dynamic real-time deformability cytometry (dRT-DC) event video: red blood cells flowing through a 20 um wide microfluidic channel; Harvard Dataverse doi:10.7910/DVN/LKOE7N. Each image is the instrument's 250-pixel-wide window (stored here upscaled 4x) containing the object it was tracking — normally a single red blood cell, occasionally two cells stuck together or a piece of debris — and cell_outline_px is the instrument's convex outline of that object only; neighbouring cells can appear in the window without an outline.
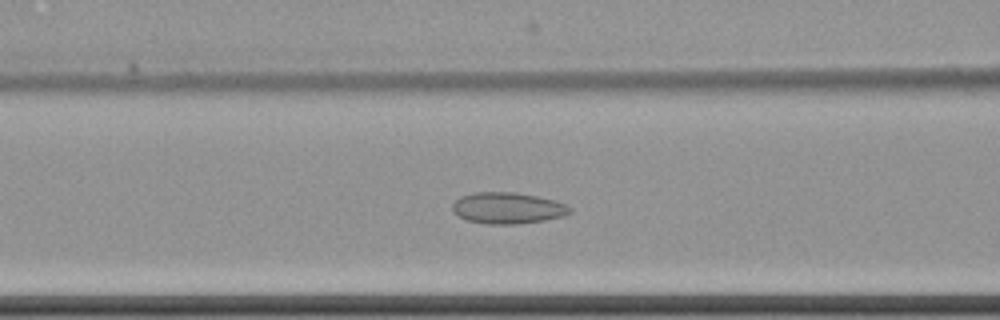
{"species": "common noctule bat (a hibernating species)", "species_latin": "Nyctalus noctula", "temperature_condition": "cold", "stored_images_in_passage": 63, "camera_frame_rate_fps": 3000, "um_per_image_px": 0.085, "animal": {"sex": "female", "body_mass_g": 22.7, "forearm_length_mm": 54.2}, "frame": {"image": 1, "passage_image": 29, "time_ms": 9.333, "image_size_px": [1000, 320], "cell_outline_px": [[572, 212], [564, 216], [544, 220], [516, 224], [484, 224], [468, 220], [452, 212], [452, 204], [460, 196], [476, 192], [512, 192], [536, 196], [552, 200], [564, 204], [572, 208]], "centroid_in_image_um": [43.13, 17.69], "position_along_channel_um": 123.5, "area_um2": 21.33}}
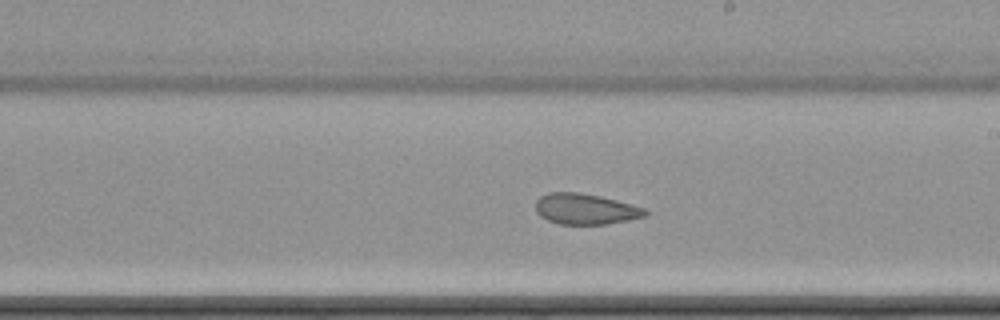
{"frame": {"image": 2, "passage_image": 39, "time_ms": 12.667, "image_size_px": [1000, 320], "cell_outline_px": [[648, 212], [644, 216], [628, 220], [608, 224], [560, 224], [548, 220], [540, 216], [536, 212], [536, 200], [540, 196], [548, 192], [580, 192], [600, 196], [632, 204], [644, 208]], "centroid_in_image_um": [49.74, 17.76], "position_along_channel_um": 239.3, "area_um2": 19.65}}
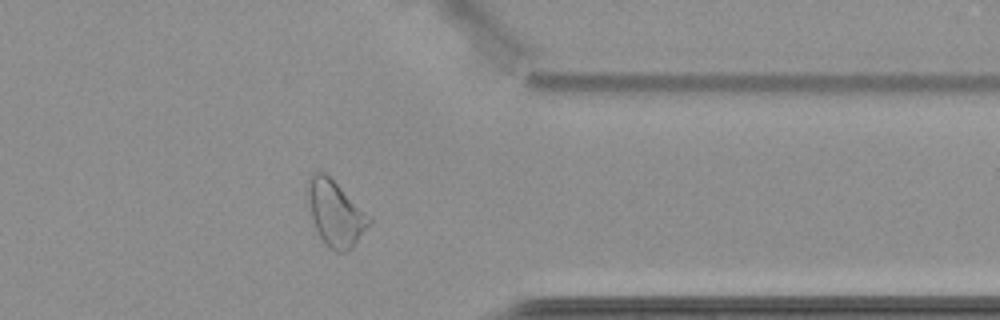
{"frame": {"image": 3, "passage_image": 52, "time_ms": 17.0, "image_size_px": [1000, 320], "cell_outline_px": [[372, 224], [352, 248], [348, 252], [336, 252], [328, 248], [324, 244], [312, 220], [308, 196], [308, 180], [312, 172], [324, 172], [372, 220]], "centroid_in_image_um": [28.51, 18.2], "position_along_channel_um": 382.9, "area_um2": 22.89}, "authors_computed_cell_mechanics": {"area_um2": 25.3164, "velocity_mm_per_s": 3.4781, "shape_relaxation_time_tau1_ms": 7.7243, "shape_relaxation_time_tau2_ms": 2.0383, "deformation_change_tau1": 0.0904, "deformation_change_tau2": 0.0865}}